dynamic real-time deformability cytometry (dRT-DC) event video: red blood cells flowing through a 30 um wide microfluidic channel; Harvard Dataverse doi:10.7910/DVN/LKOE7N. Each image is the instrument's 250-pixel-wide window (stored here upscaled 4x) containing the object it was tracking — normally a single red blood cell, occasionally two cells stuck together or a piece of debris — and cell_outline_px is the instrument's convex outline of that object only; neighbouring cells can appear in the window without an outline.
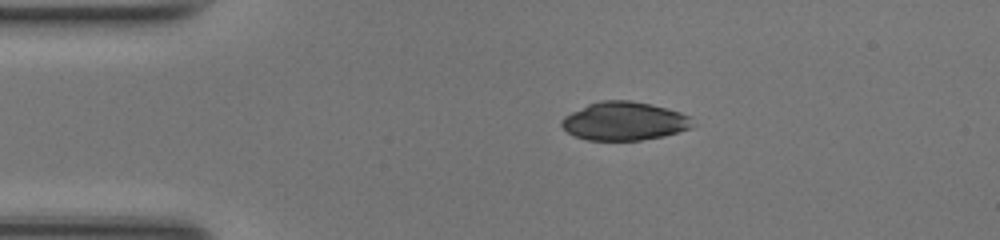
{"species": "common noctule bat (a hibernating species)", "species_latin": "Nyctalus noctula", "temperature_condition": "room temperature", "stored_images_in_passage": 40, "camera_frame_rate_fps": 3000, "um_per_image_px": 0.085, "animal": {"sex": "female", "body_mass_g": 17.0, "forearm_length_mm": 48.0}, "frame": {"image": 1, "passage_image": 1, "time_ms": 0.0, "image_size_px": [1000, 240], "cell_outline_px": [[696, 124], [692, 128], [664, 136], [640, 140], [588, 140], [576, 136], [568, 132], [560, 124], [560, 120], [564, 116], [588, 104], [600, 100], [628, 100], [652, 104], [680, 112], [688, 116]], "centroid_in_image_um": [53.08, 10.29], "position_along_channel_um": 31.9, "area_um2": 29.36}}
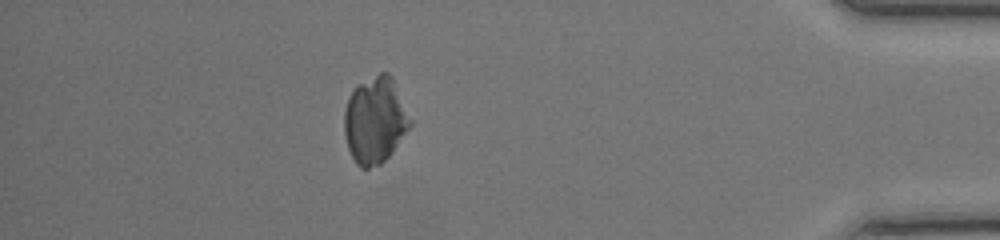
{"frame": {"image": 2, "passage_image": 34, "time_ms": 11.0, "image_size_px": [1000, 240], "cell_outline_px": [[412, 124], [392, 152], [380, 164], [368, 168], [360, 168], [356, 164], [348, 148], [344, 132], [344, 112], [348, 96], [356, 84], [380, 72], [388, 72], [392, 76], [412, 120]], "centroid_in_image_um": [31.87, 10.19], "position_along_channel_um": 403.3, "area_um2": 33.41}}